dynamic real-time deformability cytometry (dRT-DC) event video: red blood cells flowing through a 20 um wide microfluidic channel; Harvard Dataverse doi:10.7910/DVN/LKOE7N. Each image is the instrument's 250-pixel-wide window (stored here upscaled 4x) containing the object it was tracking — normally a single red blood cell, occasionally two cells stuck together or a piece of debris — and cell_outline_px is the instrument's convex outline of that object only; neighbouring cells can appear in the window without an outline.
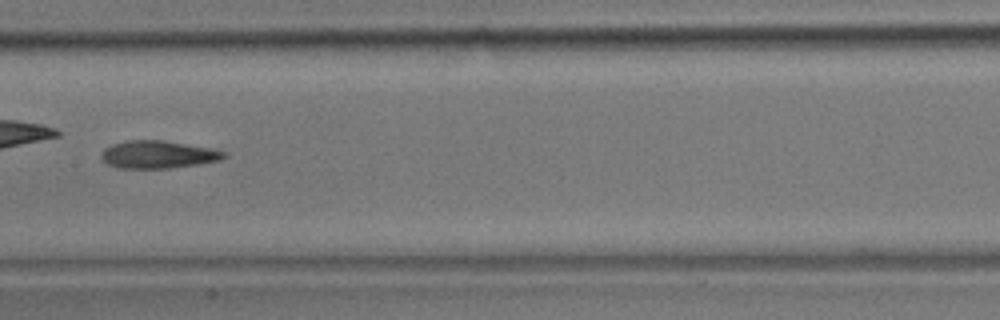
{"species": "common noctule bat (a hibernating species)", "species_latin": "Nyctalus noctula", "temperature_condition": "room temperature", "stored_images_in_passage": 37, "camera_frame_rate_fps": 3000, "um_per_image_px": 0.085, "animal": {"sex": "male", "body_mass_g": 17.9}, "frame": {"image": 1, "passage_image": 16, "time_ms": 5.0, "image_size_px": [1000, 320], "cell_outline_px": [[228, 156], [220, 160], [200, 164], [172, 168], [116, 168], [108, 164], [100, 156], [104, 148], [112, 144], [128, 140], [164, 140], [216, 148], [228, 152]], "centroid_in_image_um": [13.51, 13.13], "position_along_channel_um": 193.9, "area_um2": 20.17}}
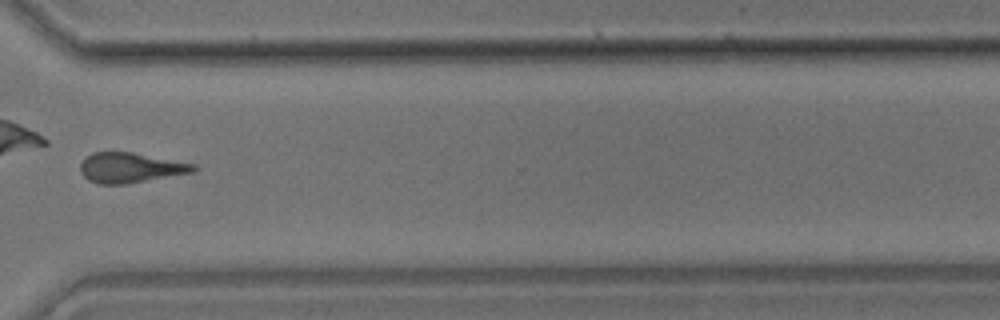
{"frame": {"image": 2, "passage_image": 27, "time_ms": 8.667, "image_size_px": [1000, 320], "cell_outline_px": [[200, 168], [196, 172], [124, 184], [100, 184], [88, 180], [80, 172], [80, 164], [92, 152], [132, 152], [196, 164]], "centroid_in_image_um": [11.13, 14.25], "position_along_channel_um": 359.5, "area_um2": 19.88}}